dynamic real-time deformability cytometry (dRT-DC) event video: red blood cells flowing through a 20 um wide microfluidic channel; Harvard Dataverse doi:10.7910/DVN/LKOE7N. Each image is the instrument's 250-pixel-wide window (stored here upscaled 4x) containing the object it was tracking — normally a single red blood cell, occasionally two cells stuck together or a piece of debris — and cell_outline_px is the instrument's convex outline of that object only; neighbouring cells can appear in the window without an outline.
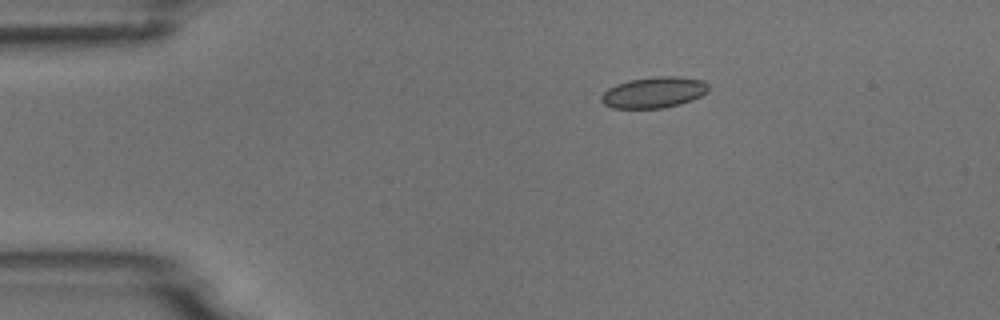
{"species": "common noctule bat (a hibernating species)", "species_latin": "Nyctalus noctula", "temperature_condition": "room temperature", "stored_images_in_passage": 6, "camera_frame_rate_fps": 3000, "um_per_image_px": 0.085, "animal": {"sex": "male", "body_mass_g": 18.8}, "frame": {"image": 1, "passage_image": 1, "time_ms": 0.0, "image_size_px": [1000, 320], "cell_outline_px": [[708, 92], [692, 100], [680, 104], [664, 108], [612, 108], [604, 104], [600, 100], [600, 96], [608, 88], [616, 84], [628, 80], [656, 76], [680, 76], [704, 80], [708, 84]], "centroid_in_image_um": [55.58, 7.85], "position_along_channel_um": 29.4, "area_um2": 19.59}}
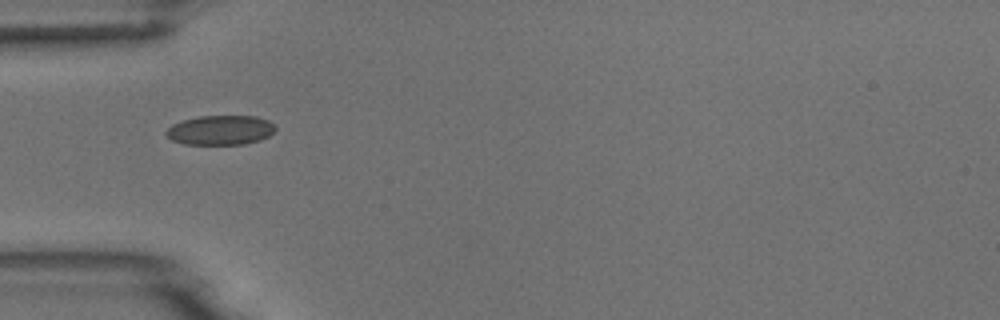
{"frame": {"image": 2, "passage_image": 3, "time_ms": 2.333, "image_size_px": [1000, 320], "cell_outline_px": [[276, 128], [268, 136], [260, 140], [244, 144], [184, 144], [172, 140], [164, 132], [172, 124], [184, 120], [200, 116], [256, 116], [268, 120], [276, 124]], "centroid_in_image_um": [18.75, 11.06], "position_along_channel_um": 66.2, "area_um2": 18.79}}